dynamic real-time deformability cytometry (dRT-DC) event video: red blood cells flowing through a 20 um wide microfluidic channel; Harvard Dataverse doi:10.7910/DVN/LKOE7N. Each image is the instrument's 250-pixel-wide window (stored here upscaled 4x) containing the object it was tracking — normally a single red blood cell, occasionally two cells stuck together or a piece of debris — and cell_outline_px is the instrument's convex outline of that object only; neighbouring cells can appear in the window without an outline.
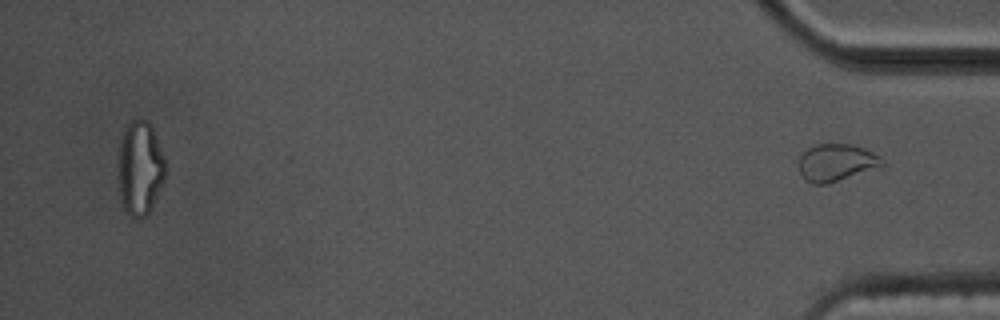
{"species": "common noctule bat (a hibernating species)", "species_latin": "Nyctalus noctula", "temperature_condition": "cold", "stored_images_in_passage": 55, "segment_of_instrument_passage": [2, 2], "camera_frame_rate_fps": 3000, "um_per_image_px": 0.085, "animal": {"sex": "male", "body_mass_g": 17.5, "forearm_length_mm": 52.3}, "frame": {"image": 1, "passage_image": 55, "time_ms": 18.0, "image_size_px": [1000, 320], "cell_outline_px": [[884, 164], [828, 184], [812, 184], [804, 180], [800, 172], [800, 156], [808, 148], [816, 144], [852, 144], [864, 148], [880, 156], [884, 160]], "centroid_in_image_um": [71.06, 13.81], "position_along_channel_um": 364.1, "area_um2": 17.8}}